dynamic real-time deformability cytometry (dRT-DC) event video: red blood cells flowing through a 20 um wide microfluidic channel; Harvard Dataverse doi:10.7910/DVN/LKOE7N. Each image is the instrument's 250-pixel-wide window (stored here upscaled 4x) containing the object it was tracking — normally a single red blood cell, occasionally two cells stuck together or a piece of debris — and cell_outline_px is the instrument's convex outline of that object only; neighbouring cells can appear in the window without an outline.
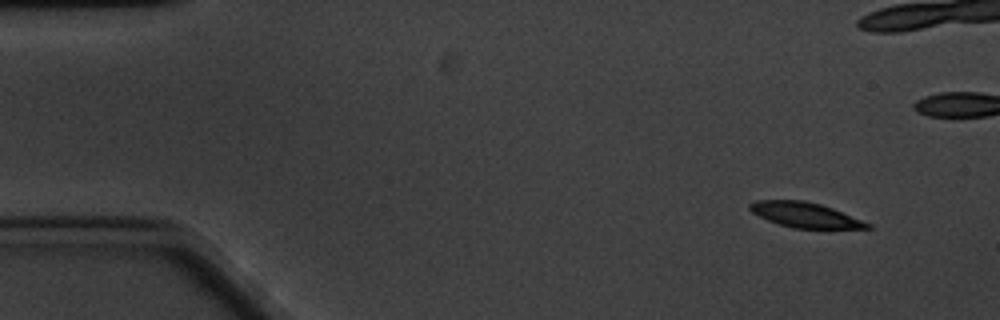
{"species": "common noctule bat (a hibernating species)", "species_latin": "Nyctalus noctula", "temperature_condition": "cold", "stored_images_in_passage": 15, "camera_frame_rate_fps": 3000, "um_per_image_px": 0.085, "animal": {"sex": "male", "body_mass_g": 20.1, "forearm_length_mm": 53.5}, "frame": {"image": 1, "passage_image": 5, "time_ms": 1.333, "image_size_px": [1000, 320], "cell_outline_px": [[872, 228], [792, 228], [768, 220], [752, 212], [748, 208], [748, 204], [756, 200], [804, 200], [820, 204], [832, 208], [872, 224]], "centroid_in_image_um": [68.41, 18.26], "position_along_channel_um": 16.6, "area_um2": 16.99}}